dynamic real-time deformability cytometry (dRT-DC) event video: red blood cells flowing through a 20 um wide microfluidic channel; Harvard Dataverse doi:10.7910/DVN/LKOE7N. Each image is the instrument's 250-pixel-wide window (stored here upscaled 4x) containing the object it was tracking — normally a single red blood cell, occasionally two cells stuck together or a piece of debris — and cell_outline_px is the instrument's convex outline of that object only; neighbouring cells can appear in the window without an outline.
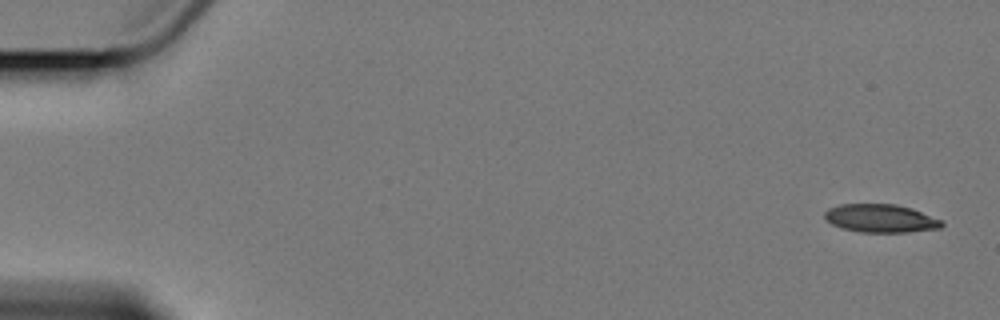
{"species": "Egyptian fruit bat (a non-hibernating species)", "species_latin": "Rousettus aegyptiacus", "temperature_condition": "cold", "stored_images_in_passage": 7, "segment_of_instrument_passage": [2, 2], "camera_frame_rate_fps": 3000, "um_per_image_px": 0.085, "animal": {"sex": "female"}, "frame": {"image": 1, "passage_image": 7, "time_ms": 9.0, "image_size_px": [1000, 320], "cell_outline_px": [[944, 224], [940, 228], [908, 232], [860, 232], [840, 228], [824, 220], [824, 212], [828, 208], [840, 204], [896, 204], [912, 208], [940, 220]], "centroid_in_image_um": [74.8, 18.56], "position_along_channel_um": 10.2, "area_um2": 19.31}}